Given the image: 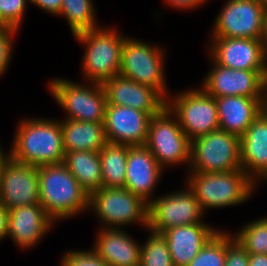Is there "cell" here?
<instances>
[{
    "label": "cell",
    "mask_w": 267,
    "mask_h": 266,
    "mask_svg": "<svg viewBox=\"0 0 267 266\" xmlns=\"http://www.w3.org/2000/svg\"><path fill=\"white\" fill-rule=\"evenodd\" d=\"M241 169L258 185L267 175V108L240 138Z\"/></svg>",
    "instance_id": "obj_22"
},
{
    "label": "cell",
    "mask_w": 267,
    "mask_h": 266,
    "mask_svg": "<svg viewBox=\"0 0 267 266\" xmlns=\"http://www.w3.org/2000/svg\"><path fill=\"white\" fill-rule=\"evenodd\" d=\"M266 7L263 0H226L213 21L210 37L261 40Z\"/></svg>",
    "instance_id": "obj_12"
},
{
    "label": "cell",
    "mask_w": 267,
    "mask_h": 266,
    "mask_svg": "<svg viewBox=\"0 0 267 266\" xmlns=\"http://www.w3.org/2000/svg\"><path fill=\"white\" fill-rule=\"evenodd\" d=\"M219 231L205 223L171 227L161 233L174 266H187L206 243Z\"/></svg>",
    "instance_id": "obj_20"
},
{
    "label": "cell",
    "mask_w": 267,
    "mask_h": 266,
    "mask_svg": "<svg viewBox=\"0 0 267 266\" xmlns=\"http://www.w3.org/2000/svg\"><path fill=\"white\" fill-rule=\"evenodd\" d=\"M99 229L92 249L109 266H140L141 244L133 236L119 228Z\"/></svg>",
    "instance_id": "obj_23"
},
{
    "label": "cell",
    "mask_w": 267,
    "mask_h": 266,
    "mask_svg": "<svg viewBox=\"0 0 267 266\" xmlns=\"http://www.w3.org/2000/svg\"><path fill=\"white\" fill-rule=\"evenodd\" d=\"M8 158H9V151L5 153L2 145H0V177H1V170L3 168V165L7 161Z\"/></svg>",
    "instance_id": "obj_40"
},
{
    "label": "cell",
    "mask_w": 267,
    "mask_h": 266,
    "mask_svg": "<svg viewBox=\"0 0 267 266\" xmlns=\"http://www.w3.org/2000/svg\"><path fill=\"white\" fill-rule=\"evenodd\" d=\"M188 172L218 173L241 169L240 137L216 129L191 140Z\"/></svg>",
    "instance_id": "obj_8"
},
{
    "label": "cell",
    "mask_w": 267,
    "mask_h": 266,
    "mask_svg": "<svg viewBox=\"0 0 267 266\" xmlns=\"http://www.w3.org/2000/svg\"><path fill=\"white\" fill-rule=\"evenodd\" d=\"M184 183L194 192L202 210L242 205L255 193L257 184L244 170L188 172Z\"/></svg>",
    "instance_id": "obj_3"
},
{
    "label": "cell",
    "mask_w": 267,
    "mask_h": 266,
    "mask_svg": "<svg viewBox=\"0 0 267 266\" xmlns=\"http://www.w3.org/2000/svg\"><path fill=\"white\" fill-rule=\"evenodd\" d=\"M11 145L9 157L18 163L39 167L64 162L61 124L56 119H22Z\"/></svg>",
    "instance_id": "obj_1"
},
{
    "label": "cell",
    "mask_w": 267,
    "mask_h": 266,
    "mask_svg": "<svg viewBox=\"0 0 267 266\" xmlns=\"http://www.w3.org/2000/svg\"><path fill=\"white\" fill-rule=\"evenodd\" d=\"M62 255L61 266H109L92 248L69 250Z\"/></svg>",
    "instance_id": "obj_32"
},
{
    "label": "cell",
    "mask_w": 267,
    "mask_h": 266,
    "mask_svg": "<svg viewBox=\"0 0 267 266\" xmlns=\"http://www.w3.org/2000/svg\"><path fill=\"white\" fill-rule=\"evenodd\" d=\"M224 266H249V253L227 230Z\"/></svg>",
    "instance_id": "obj_34"
},
{
    "label": "cell",
    "mask_w": 267,
    "mask_h": 266,
    "mask_svg": "<svg viewBox=\"0 0 267 266\" xmlns=\"http://www.w3.org/2000/svg\"><path fill=\"white\" fill-rule=\"evenodd\" d=\"M29 3L30 0H0V26L21 29L26 5Z\"/></svg>",
    "instance_id": "obj_31"
},
{
    "label": "cell",
    "mask_w": 267,
    "mask_h": 266,
    "mask_svg": "<svg viewBox=\"0 0 267 266\" xmlns=\"http://www.w3.org/2000/svg\"><path fill=\"white\" fill-rule=\"evenodd\" d=\"M56 222L41 204L19 206L8 211L7 238L22 250L35 247Z\"/></svg>",
    "instance_id": "obj_17"
},
{
    "label": "cell",
    "mask_w": 267,
    "mask_h": 266,
    "mask_svg": "<svg viewBox=\"0 0 267 266\" xmlns=\"http://www.w3.org/2000/svg\"><path fill=\"white\" fill-rule=\"evenodd\" d=\"M151 116L138 109L107 104L105 133L107 141L129 146H145Z\"/></svg>",
    "instance_id": "obj_16"
},
{
    "label": "cell",
    "mask_w": 267,
    "mask_h": 266,
    "mask_svg": "<svg viewBox=\"0 0 267 266\" xmlns=\"http://www.w3.org/2000/svg\"><path fill=\"white\" fill-rule=\"evenodd\" d=\"M125 37L116 28L106 26L74 36L78 43L85 46L81 69L86 82L103 84L119 75Z\"/></svg>",
    "instance_id": "obj_4"
},
{
    "label": "cell",
    "mask_w": 267,
    "mask_h": 266,
    "mask_svg": "<svg viewBox=\"0 0 267 266\" xmlns=\"http://www.w3.org/2000/svg\"><path fill=\"white\" fill-rule=\"evenodd\" d=\"M211 70L202 81V88L212 97L244 96L267 98L264 87L265 71L230 69L218 65L210 57Z\"/></svg>",
    "instance_id": "obj_13"
},
{
    "label": "cell",
    "mask_w": 267,
    "mask_h": 266,
    "mask_svg": "<svg viewBox=\"0 0 267 266\" xmlns=\"http://www.w3.org/2000/svg\"><path fill=\"white\" fill-rule=\"evenodd\" d=\"M0 203L8 211L40 204L38 167L18 163L9 157L1 170Z\"/></svg>",
    "instance_id": "obj_15"
},
{
    "label": "cell",
    "mask_w": 267,
    "mask_h": 266,
    "mask_svg": "<svg viewBox=\"0 0 267 266\" xmlns=\"http://www.w3.org/2000/svg\"><path fill=\"white\" fill-rule=\"evenodd\" d=\"M18 31L10 26H0V77L3 74L5 75L11 62L14 46L13 38L16 33L18 34Z\"/></svg>",
    "instance_id": "obj_33"
},
{
    "label": "cell",
    "mask_w": 267,
    "mask_h": 266,
    "mask_svg": "<svg viewBox=\"0 0 267 266\" xmlns=\"http://www.w3.org/2000/svg\"><path fill=\"white\" fill-rule=\"evenodd\" d=\"M226 259V230L220 229L187 266H224Z\"/></svg>",
    "instance_id": "obj_30"
},
{
    "label": "cell",
    "mask_w": 267,
    "mask_h": 266,
    "mask_svg": "<svg viewBox=\"0 0 267 266\" xmlns=\"http://www.w3.org/2000/svg\"><path fill=\"white\" fill-rule=\"evenodd\" d=\"M206 1L209 0H163L164 4H167L171 8H176V10H194L199 6L204 5Z\"/></svg>",
    "instance_id": "obj_35"
},
{
    "label": "cell",
    "mask_w": 267,
    "mask_h": 266,
    "mask_svg": "<svg viewBox=\"0 0 267 266\" xmlns=\"http://www.w3.org/2000/svg\"><path fill=\"white\" fill-rule=\"evenodd\" d=\"M128 145L107 142L99 151L102 187L124 188Z\"/></svg>",
    "instance_id": "obj_26"
},
{
    "label": "cell",
    "mask_w": 267,
    "mask_h": 266,
    "mask_svg": "<svg viewBox=\"0 0 267 266\" xmlns=\"http://www.w3.org/2000/svg\"><path fill=\"white\" fill-rule=\"evenodd\" d=\"M209 57L230 69L265 71L267 49L260 39L209 37Z\"/></svg>",
    "instance_id": "obj_14"
},
{
    "label": "cell",
    "mask_w": 267,
    "mask_h": 266,
    "mask_svg": "<svg viewBox=\"0 0 267 266\" xmlns=\"http://www.w3.org/2000/svg\"><path fill=\"white\" fill-rule=\"evenodd\" d=\"M63 163L89 195L102 188L99 152L87 150L67 152Z\"/></svg>",
    "instance_id": "obj_25"
},
{
    "label": "cell",
    "mask_w": 267,
    "mask_h": 266,
    "mask_svg": "<svg viewBox=\"0 0 267 266\" xmlns=\"http://www.w3.org/2000/svg\"><path fill=\"white\" fill-rule=\"evenodd\" d=\"M249 254L267 255V217L257 218L246 223L232 234Z\"/></svg>",
    "instance_id": "obj_28"
},
{
    "label": "cell",
    "mask_w": 267,
    "mask_h": 266,
    "mask_svg": "<svg viewBox=\"0 0 267 266\" xmlns=\"http://www.w3.org/2000/svg\"><path fill=\"white\" fill-rule=\"evenodd\" d=\"M99 219V228L129 225L148 227V203L125 188L102 187L89 195V211Z\"/></svg>",
    "instance_id": "obj_7"
},
{
    "label": "cell",
    "mask_w": 267,
    "mask_h": 266,
    "mask_svg": "<svg viewBox=\"0 0 267 266\" xmlns=\"http://www.w3.org/2000/svg\"><path fill=\"white\" fill-rule=\"evenodd\" d=\"M261 41L265 45L267 49V7L264 12V17H263V29H262V37Z\"/></svg>",
    "instance_id": "obj_39"
},
{
    "label": "cell",
    "mask_w": 267,
    "mask_h": 266,
    "mask_svg": "<svg viewBox=\"0 0 267 266\" xmlns=\"http://www.w3.org/2000/svg\"><path fill=\"white\" fill-rule=\"evenodd\" d=\"M264 87H265V93L267 96V57H266V69H265V75H264Z\"/></svg>",
    "instance_id": "obj_41"
},
{
    "label": "cell",
    "mask_w": 267,
    "mask_h": 266,
    "mask_svg": "<svg viewBox=\"0 0 267 266\" xmlns=\"http://www.w3.org/2000/svg\"><path fill=\"white\" fill-rule=\"evenodd\" d=\"M102 86L107 104L138 109L150 116L158 114L166 106V99L157 90L121 75L110 78Z\"/></svg>",
    "instance_id": "obj_18"
},
{
    "label": "cell",
    "mask_w": 267,
    "mask_h": 266,
    "mask_svg": "<svg viewBox=\"0 0 267 266\" xmlns=\"http://www.w3.org/2000/svg\"><path fill=\"white\" fill-rule=\"evenodd\" d=\"M149 231V237L141 243L140 266H174L167 243L161 234Z\"/></svg>",
    "instance_id": "obj_29"
},
{
    "label": "cell",
    "mask_w": 267,
    "mask_h": 266,
    "mask_svg": "<svg viewBox=\"0 0 267 266\" xmlns=\"http://www.w3.org/2000/svg\"><path fill=\"white\" fill-rule=\"evenodd\" d=\"M8 210L0 203V241L7 237Z\"/></svg>",
    "instance_id": "obj_37"
},
{
    "label": "cell",
    "mask_w": 267,
    "mask_h": 266,
    "mask_svg": "<svg viewBox=\"0 0 267 266\" xmlns=\"http://www.w3.org/2000/svg\"><path fill=\"white\" fill-rule=\"evenodd\" d=\"M38 180L40 204L55 222L89 211V194L64 163L39 166Z\"/></svg>",
    "instance_id": "obj_2"
},
{
    "label": "cell",
    "mask_w": 267,
    "mask_h": 266,
    "mask_svg": "<svg viewBox=\"0 0 267 266\" xmlns=\"http://www.w3.org/2000/svg\"><path fill=\"white\" fill-rule=\"evenodd\" d=\"M219 128L242 137L252 122L266 109L267 98L224 96L215 98Z\"/></svg>",
    "instance_id": "obj_21"
},
{
    "label": "cell",
    "mask_w": 267,
    "mask_h": 266,
    "mask_svg": "<svg viewBox=\"0 0 267 266\" xmlns=\"http://www.w3.org/2000/svg\"><path fill=\"white\" fill-rule=\"evenodd\" d=\"M185 187L155 197L148 204L147 230L161 234L171 227L205 223L202 219L205 213L194 192L187 184Z\"/></svg>",
    "instance_id": "obj_11"
},
{
    "label": "cell",
    "mask_w": 267,
    "mask_h": 266,
    "mask_svg": "<svg viewBox=\"0 0 267 266\" xmlns=\"http://www.w3.org/2000/svg\"><path fill=\"white\" fill-rule=\"evenodd\" d=\"M145 146L163 170L176 164L189 166L191 140L167 106L151 116Z\"/></svg>",
    "instance_id": "obj_9"
},
{
    "label": "cell",
    "mask_w": 267,
    "mask_h": 266,
    "mask_svg": "<svg viewBox=\"0 0 267 266\" xmlns=\"http://www.w3.org/2000/svg\"><path fill=\"white\" fill-rule=\"evenodd\" d=\"M249 266H267V255L249 254Z\"/></svg>",
    "instance_id": "obj_38"
},
{
    "label": "cell",
    "mask_w": 267,
    "mask_h": 266,
    "mask_svg": "<svg viewBox=\"0 0 267 266\" xmlns=\"http://www.w3.org/2000/svg\"><path fill=\"white\" fill-rule=\"evenodd\" d=\"M263 180L264 182L267 181V175L261 181L263 182Z\"/></svg>",
    "instance_id": "obj_42"
},
{
    "label": "cell",
    "mask_w": 267,
    "mask_h": 266,
    "mask_svg": "<svg viewBox=\"0 0 267 266\" xmlns=\"http://www.w3.org/2000/svg\"><path fill=\"white\" fill-rule=\"evenodd\" d=\"M63 0H30V2L54 16H59Z\"/></svg>",
    "instance_id": "obj_36"
},
{
    "label": "cell",
    "mask_w": 267,
    "mask_h": 266,
    "mask_svg": "<svg viewBox=\"0 0 267 266\" xmlns=\"http://www.w3.org/2000/svg\"><path fill=\"white\" fill-rule=\"evenodd\" d=\"M164 170L146 146H129L124 188L140 196L148 204Z\"/></svg>",
    "instance_id": "obj_19"
},
{
    "label": "cell",
    "mask_w": 267,
    "mask_h": 266,
    "mask_svg": "<svg viewBox=\"0 0 267 266\" xmlns=\"http://www.w3.org/2000/svg\"><path fill=\"white\" fill-rule=\"evenodd\" d=\"M85 83L54 77L48 82V89L66 113L63 119L104 123L107 106L105 90L102 84Z\"/></svg>",
    "instance_id": "obj_6"
},
{
    "label": "cell",
    "mask_w": 267,
    "mask_h": 266,
    "mask_svg": "<svg viewBox=\"0 0 267 266\" xmlns=\"http://www.w3.org/2000/svg\"><path fill=\"white\" fill-rule=\"evenodd\" d=\"M166 106L176 116L190 140L219 129L215 97L202 87L170 94L166 99Z\"/></svg>",
    "instance_id": "obj_10"
},
{
    "label": "cell",
    "mask_w": 267,
    "mask_h": 266,
    "mask_svg": "<svg viewBox=\"0 0 267 266\" xmlns=\"http://www.w3.org/2000/svg\"><path fill=\"white\" fill-rule=\"evenodd\" d=\"M93 0H63L59 16L66 17L72 36L100 27Z\"/></svg>",
    "instance_id": "obj_27"
},
{
    "label": "cell",
    "mask_w": 267,
    "mask_h": 266,
    "mask_svg": "<svg viewBox=\"0 0 267 266\" xmlns=\"http://www.w3.org/2000/svg\"><path fill=\"white\" fill-rule=\"evenodd\" d=\"M62 130L64 152L87 150L99 152L108 142L104 123L59 120Z\"/></svg>",
    "instance_id": "obj_24"
},
{
    "label": "cell",
    "mask_w": 267,
    "mask_h": 266,
    "mask_svg": "<svg viewBox=\"0 0 267 266\" xmlns=\"http://www.w3.org/2000/svg\"><path fill=\"white\" fill-rule=\"evenodd\" d=\"M160 45L125 37L121 52L119 75L157 90L165 99L170 96L166 86L164 56Z\"/></svg>",
    "instance_id": "obj_5"
}]
</instances>
